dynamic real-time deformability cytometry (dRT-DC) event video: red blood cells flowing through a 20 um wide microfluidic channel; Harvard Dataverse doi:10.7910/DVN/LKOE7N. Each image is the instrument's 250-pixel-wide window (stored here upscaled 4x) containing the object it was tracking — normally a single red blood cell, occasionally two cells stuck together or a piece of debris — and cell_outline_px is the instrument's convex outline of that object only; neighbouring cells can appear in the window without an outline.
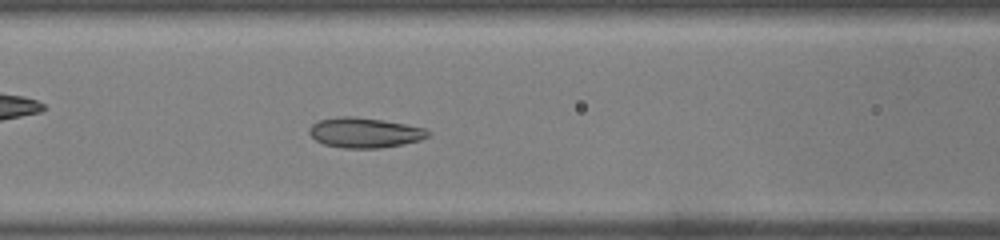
{"species": "common noctule bat (a hibernating species)", "species_latin": "Nyctalus noctula", "temperature_condition": "warm", "stored_images_in_passage": 44, "camera_frame_rate_fps": 3000, "um_per_image_px": 0.085, "animal": {"sex": "male", "body_mass_g": 19.0, "forearm_length_mm": 50.8}, "frame": {"image": 1, "passage_image": 16, "time_ms": 5.0, "image_size_px": [1000, 240], "cell_outline_px": [[432, 132], [428, 136], [420, 140], [404, 144], [380, 148], [344, 148], [324, 144], [316, 140], [308, 132], [308, 128], [312, 124], [320, 120], [340, 116], [356, 116], [384, 120], [424, 128]], "centroid_in_image_um": [31.0, 11.27], "position_along_channel_um": 135.6, "area_um2": 20.87}}
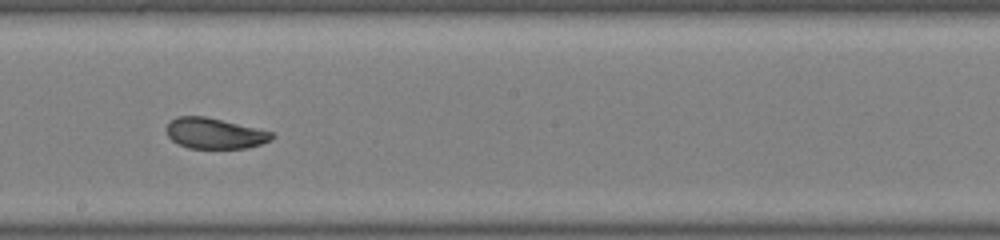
{"frame": {"image": 2, "passage_image": 23, "time_ms": 7.333, "image_size_px": [1000, 240], "cell_outline_px": [[276, 136], [272, 140], [248, 148], [188, 148], [176, 144], [168, 136], [164, 128], [176, 116], [204, 116], [256, 128], [272, 132]], "centroid_in_image_um": [18.22, 11.34], "position_along_channel_um": 230.0, "area_um2": 18.9}}
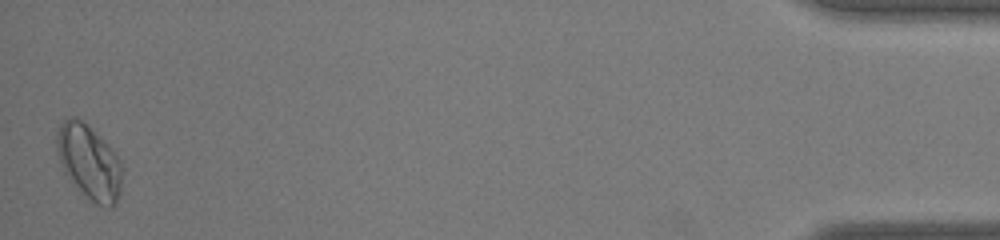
{"frame": {"image": 3, "passage_image": 44, "time_ms": 14.333, "image_size_px": [1000, 240], "cell_outline_px": [[124, 168], [120, 196], [116, 204], [112, 208], [104, 208], [96, 204], [64, 172], [56, 152], [56, 132], [60, 124], [68, 116], [76, 116], [92, 128], [112, 148], [120, 160]], "centroid_in_image_um": [7.61, 13.75], "position_along_channel_um": 427.6, "area_um2": 28.73}, "authors_computed_cell_mechanics": {"area_um2": 21.9351, "velocity_mm_per_s": 4.0615, "shape_relaxation_time_tau1_ms": 8.2361, "shape_relaxation_time_tau2_ms": 0.9961, "deformation_change_tau1": 0.159, "deformation_change_tau2": 0.0496}}